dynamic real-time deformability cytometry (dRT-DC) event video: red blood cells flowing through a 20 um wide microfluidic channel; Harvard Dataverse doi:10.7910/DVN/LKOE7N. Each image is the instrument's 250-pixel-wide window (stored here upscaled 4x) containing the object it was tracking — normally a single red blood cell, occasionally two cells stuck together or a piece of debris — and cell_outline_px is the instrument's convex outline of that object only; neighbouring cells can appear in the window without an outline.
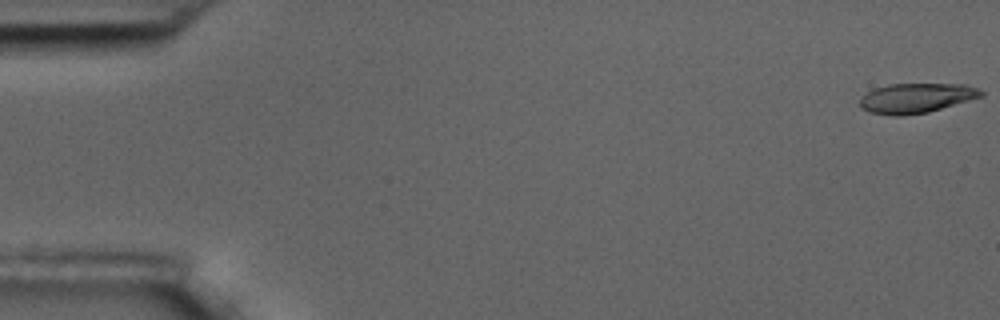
{"species": "common noctule bat (a hibernating species)", "species_latin": "Nyctalus noctula", "temperature_condition": "room temperature", "stored_images_in_passage": 11, "camera_frame_rate_fps": 3000, "um_per_image_px": 0.085, "animal": {"sex": "male", "body_mass_g": 17.5, "forearm_length_mm": 52.3}, "frame": {"image": 1, "passage_image": 1, "time_ms": 0.0, "image_size_px": [1000, 320], "cell_outline_px": [[984, 96], [928, 112], [904, 116], [892, 116], [872, 112], [860, 108], [860, 100], [868, 92], [876, 88], [888, 84], [964, 84], [980, 88], [984, 92]], "centroid_in_image_um": [77.93, 8.33], "position_along_channel_um": 7.1, "area_um2": 21.04}}